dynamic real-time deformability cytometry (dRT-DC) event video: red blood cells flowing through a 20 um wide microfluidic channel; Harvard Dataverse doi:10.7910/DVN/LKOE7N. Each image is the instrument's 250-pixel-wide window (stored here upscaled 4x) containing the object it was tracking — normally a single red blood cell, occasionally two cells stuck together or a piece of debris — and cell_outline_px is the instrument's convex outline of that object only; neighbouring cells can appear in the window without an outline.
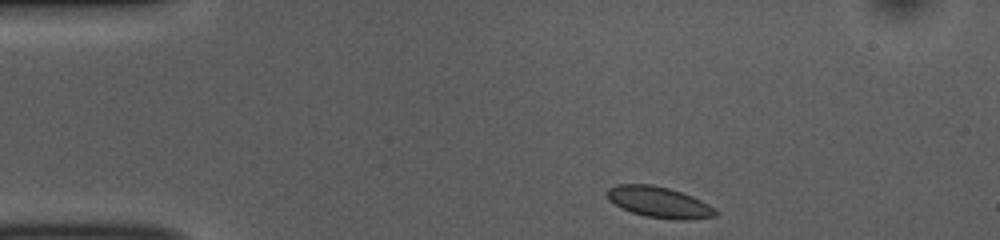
{"species": "common noctule bat (a hibernating species)", "species_latin": "Nyctalus noctula", "temperature_condition": "room temperature", "stored_images_in_passage": 44, "camera_frame_rate_fps": 3000, "um_per_image_px": 0.085, "animal": {"sex": "female", "body_mass_g": 10.0, "forearm_length_mm": 53.1}, "frame": {"image": 1, "passage_image": 1, "time_ms": 0.0, "image_size_px": [1000, 240], "cell_outline_px": [[716, 216], [688, 220], [676, 220], [644, 216], [620, 208], [608, 200], [608, 188], [616, 184], [652, 184], [668, 188], [692, 196], [716, 208]], "centroid_in_image_um": [56.01, 17.19], "position_along_channel_um": 29.0, "area_um2": 19.59}}
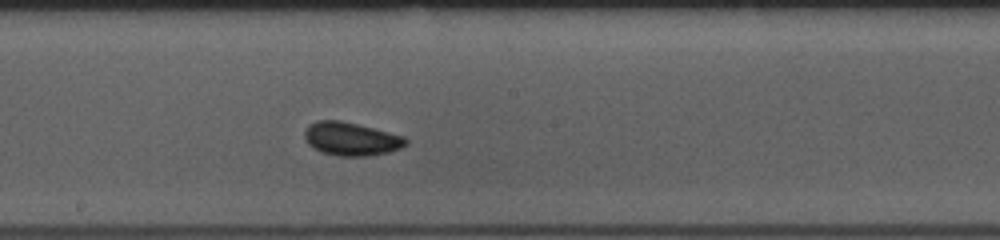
{"frame": {"image": 2, "passage_image": 20, "time_ms": 6.333, "image_size_px": [1000, 240], "cell_outline_px": [[408, 144], [400, 148], [388, 152], [368, 156], [340, 156], [320, 152], [312, 148], [304, 140], [304, 132], [308, 124], [316, 120], [340, 120], [404, 136], [408, 140]], "centroid_in_image_um": [29.8, 11.81], "position_along_channel_um": 218.4, "area_um2": 19.77}}
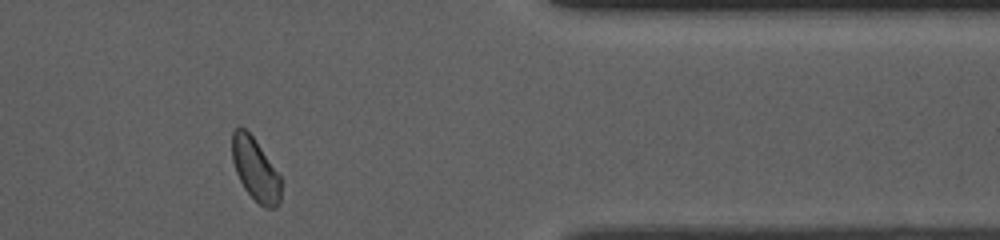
{"frame": {"image": 3, "passage_image": 35, "time_ms": 11.333, "image_size_px": [1000, 240], "cell_outline_px": [[280, 204], [276, 208], [264, 208], [244, 188], [236, 172], [232, 160], [232, 132], [236, 128], [244, 128], [252, 136], [280, 176]], "centroid_in_image_um": [21.7, 14.43], "position_along_channel_um": 389.7, "area_um2": 17.46}, "authors_computed_cell_mechanics": {"area_um2": 18.6116, "velocity_mm_per_s": 3.8402, "shape_relaxation_time_tau1_ms": null, "shape_relaxation_time_tau2_ms": 0.9021, "deformation_change_tau1": null, "deformation_change_tau2": 0.0404}}